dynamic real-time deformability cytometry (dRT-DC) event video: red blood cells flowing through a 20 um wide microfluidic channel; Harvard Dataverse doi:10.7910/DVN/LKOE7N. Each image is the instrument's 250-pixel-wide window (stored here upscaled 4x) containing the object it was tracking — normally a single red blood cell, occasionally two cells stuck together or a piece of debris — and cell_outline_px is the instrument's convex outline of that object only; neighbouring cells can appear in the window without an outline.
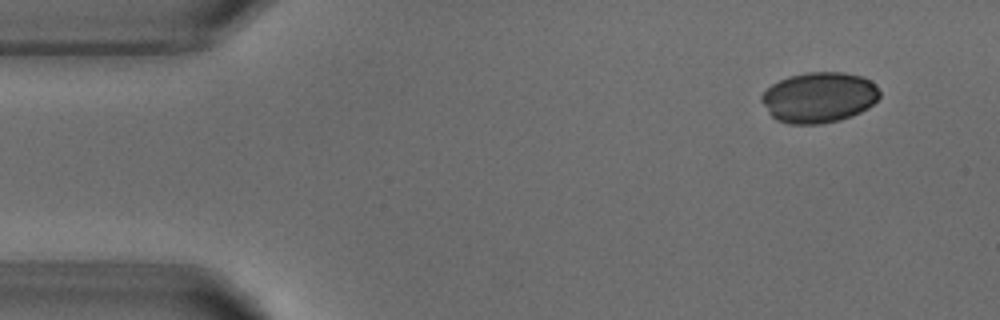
{"species": "common noctule bat (a hibernating species)", "species_latin": "Nyctalus noctula", "temperature_condition": "warm", "stored_images_in_passage": 8, "camera_frame_rate_fps": 3000, "um_per_image_px": 0.085, "animal": {"sex": "male", "body_mass_g": 18.8}, "frame": {"image": 1, "passage_image": 1, "time_ms": 0.0, "image_size_px": [1000, 320], "cell_outline_px": [[880, 96], [868, 108], [852, 116], [840, 120], [820, 124], [788, 124], [776, 120], [768, 112], [760, 100], [760, 96], [772, 84], [788, 76], [808, 72], [844, 72], [860, 76], [872, 80], [880, 92]], "centroid_in_image_um": [69.61, 8.28], "position_along_channel_um": 15.4, "area_um2": 34.97}}